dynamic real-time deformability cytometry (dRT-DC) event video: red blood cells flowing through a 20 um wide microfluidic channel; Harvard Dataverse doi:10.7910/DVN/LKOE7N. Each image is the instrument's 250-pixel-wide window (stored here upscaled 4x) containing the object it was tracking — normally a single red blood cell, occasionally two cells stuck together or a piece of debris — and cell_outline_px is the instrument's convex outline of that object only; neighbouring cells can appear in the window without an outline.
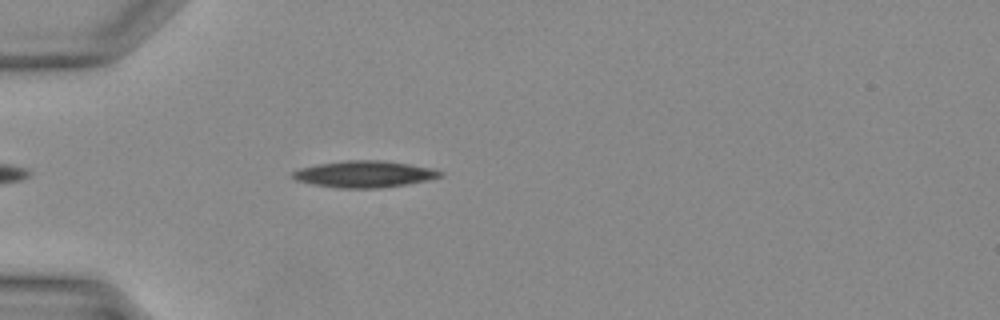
{"species": "Egyptian fruit bat (a non-hibernating species)", "species_latin": "Rousettus aegyptiacus", "temperature_condition": "warm", "stored_images_in_passage": 30, "camera_frame_rate_fps": 3000, "um_per_image_px": 0.085, "animal": {"sex": "female"}, "frame": {"image": 1, "passage_image": 3, "time_ms": 0.667, "image_size_px": [1000, 320], "cell_outline_px": [[444, 172], [440, 176], [428, 180], [408, 184], [380, 188], [340, 188], [312, 184], [296, 180], [292, 176], [292, 172], [300, 168], [316, 164], [348, 160], [380, 160], [408, 164], [432, 168]], "centroid_in_image_um": [30.96, 14.8], "position_along_channel_um": 54.0, "area_um2": 22.77}}
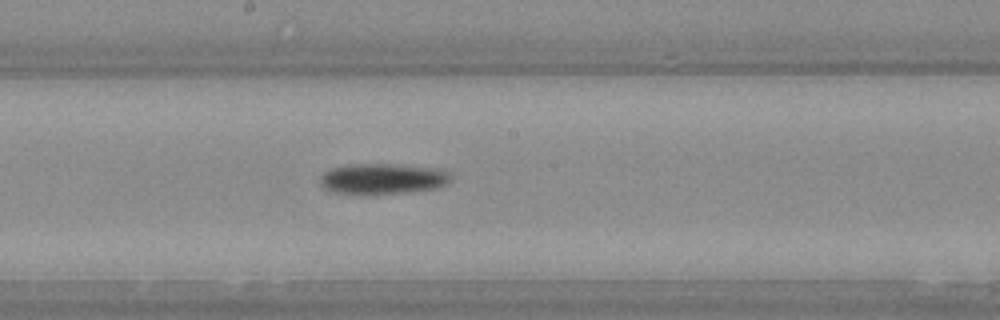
{"frame": {"image": 2, "passage_image": 13, "time_ms": 4.0, "image_size_px": [1000, 320], "cell_outline_px": [[452, 180], [448, 184], [436, 188], [408, 192], [360, 196], [332, 192], [324, 188], [320, 184], [320, 176], [324, 172], [332, 168], [344, 164], [388, 164], [440, 168], [448, 172]], "centroid_in_image_um": [32.49, 15.22], "position_along_channel_um": 215.7, "area_um2": 24.04}}
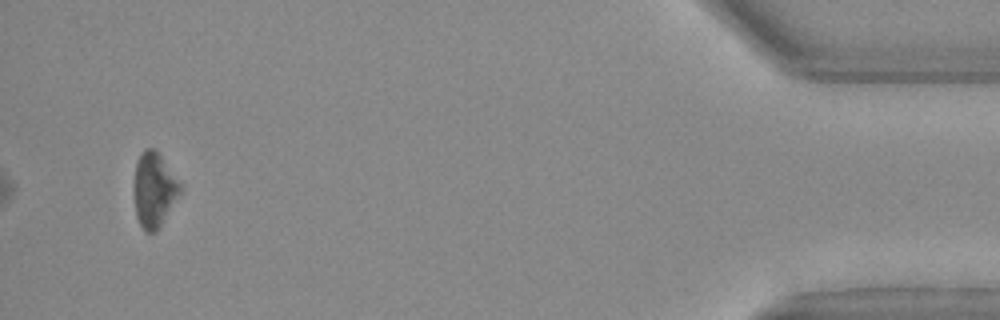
{"frame": {"image": 3, "passage_image": 29, "time_ms": 9.333, "image_size_px": [1000, 320], "cell_outline_px": [[184, 188], [156, 232], [144, 232], [136, 216], [136, 164], [144, 148], [152, 148], [160, 156], [184, 184]], "centroid_in_image_um": [13.17, 16.15], "position_along_channel_um": 422.0, "area_um2": 19.71}}